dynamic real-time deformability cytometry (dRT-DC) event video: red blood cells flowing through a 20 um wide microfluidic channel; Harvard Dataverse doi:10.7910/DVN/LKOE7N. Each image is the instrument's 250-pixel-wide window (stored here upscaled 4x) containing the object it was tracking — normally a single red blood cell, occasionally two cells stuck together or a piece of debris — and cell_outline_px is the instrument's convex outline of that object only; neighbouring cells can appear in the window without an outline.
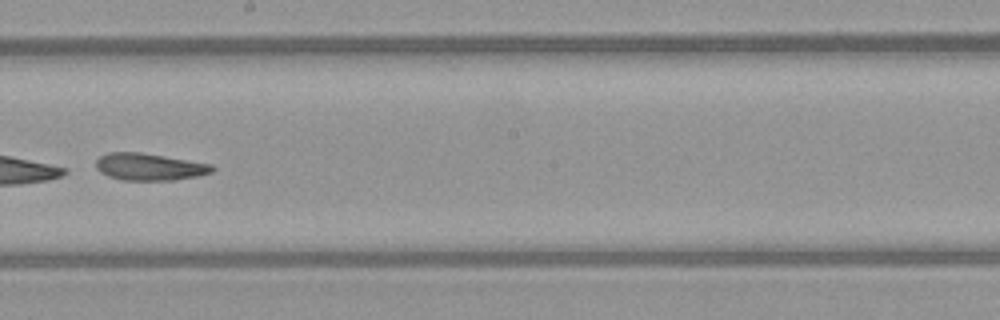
{"species": "common noctule bat (a hibernating species)", "species_latin": "Nyctalus noctula", "temperature_condition": "warm", "stored_images_in_passage": 37, "camera_frame_rate_fps": 3000, "um_per_image_px": 0.085, "animal": {"sex": "female", "body_mass_g": 21.9}, "frame": {"image": 1, "passage_image": 16, "time_ms": 5.0, "image_size_px": [1000, 320], "cell_outline_px": [[216, 168], [212, 172], [196, 176], [176, 180], [120, 180], [108, 176], [100, 172], [96, 168], [96, 160], [100, 156], [108, 152], [140, 152], [212, 164]], "centroid_in_image_um": [12.68, 14.18], "position_along_channel_um": 235.5, "area_um2": 18.38}, "authors_computed_cell_mechanics": {"area_um2": 19.0162, "velocity_mm_per_s": 4.0243, "shape_relaxation_time_tau1_ms": 0.4919, "shape_relaxation_time_tau2_ms": 3.8133, "deformation_change_tau1": 0.2416, "deformation_change_tau2": 0.1076}}